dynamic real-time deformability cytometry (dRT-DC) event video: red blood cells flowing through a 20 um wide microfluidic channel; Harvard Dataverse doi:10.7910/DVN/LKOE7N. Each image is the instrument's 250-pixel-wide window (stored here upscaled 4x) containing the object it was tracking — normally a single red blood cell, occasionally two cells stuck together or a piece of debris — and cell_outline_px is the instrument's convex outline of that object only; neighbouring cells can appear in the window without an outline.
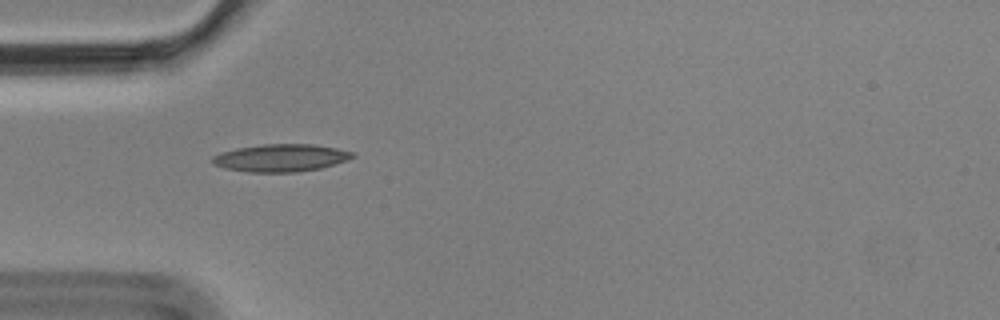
{"species": "Egyptian fruit bat (a non-hibernating species)", "species_latin": "Rousettus aegyptiacus", "temperature_condition": "cold", "stored_images_in_passage": 13, "camera_frame_rate_fps": 3000, "um_per_image_px": 0.085, "animal": {"sex": "male"}, "frame": {"image": 1, "passage_image": 3, "time_ms": 0.667, "image_size_px": [1000, 320], "cell_outline_px": [[356, 156], [320, 168], [296, 172], [248, 172], [224, 168], [212, 164], [212, 156], [220, 152], [236, 148], [264, 144], [316, 144], [356, 152]], "centroid_in_image_um": [23.84, 13.41], "position_along_channel_um": 61.2, "area_um2": 22.48}}
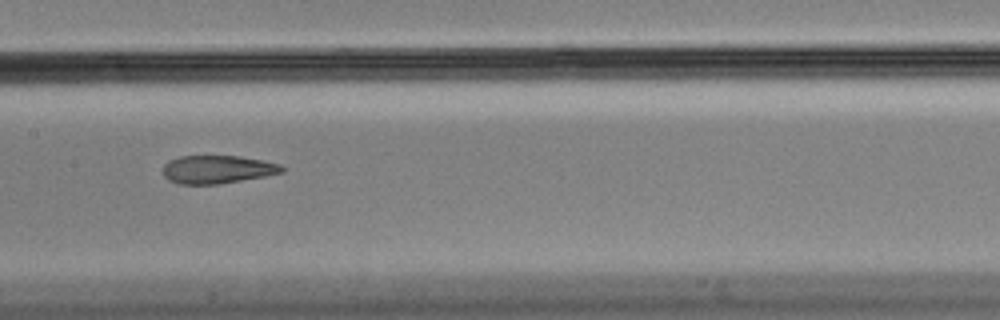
{"frame": {"image": 2, "passage_image": 6, "time_ms": 1.667, "image_size_px": [1000, 320], "cell_outline_px": [[284, 172], [264, 176], [216, 184], [180, 184], [168, 180], [164, 176], [164, 164], [168, 160], [180, 156], [240, 156], [264, 160], [280, 164], [284, 168]], "centroid_in_image_um": [18.47, 14.39], "position_along_channel_um": 188.9, "area_um2": 19.42}}
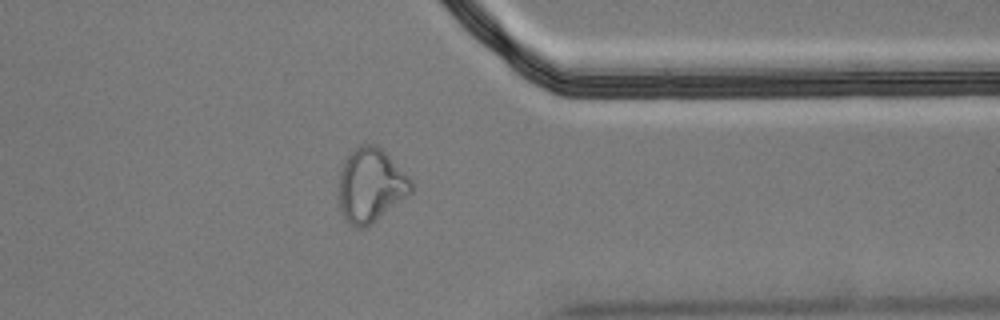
{"frame": {"image": 3, "passage_image": 11, "time_ms": 3.333, "image_size_px": [1000, 320], "cell_outline_px": [[412, 192], [408, 196], [368, 228], [356, 228], [348, 224], [340, 212], [340, 168], [344, 156], [356, 144], [376, 144], [412, 180]], "centroid_in_image_um": [31.48, 15.76], "position_along_channel_um": 379.9, "area_um2": 31.67}}